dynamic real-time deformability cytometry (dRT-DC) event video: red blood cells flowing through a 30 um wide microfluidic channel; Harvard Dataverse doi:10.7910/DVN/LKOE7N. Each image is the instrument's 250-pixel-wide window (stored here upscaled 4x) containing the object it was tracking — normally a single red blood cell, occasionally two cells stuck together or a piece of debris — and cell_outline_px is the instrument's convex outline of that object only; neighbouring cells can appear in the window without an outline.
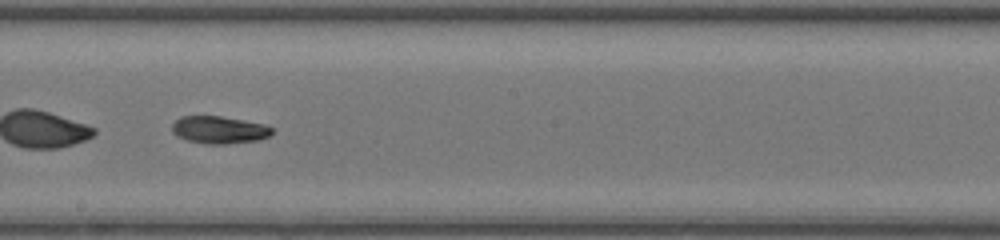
{"species": "common noctule bat (a hibernating species)", "species_latin": "Nyctalus noctula", "temperature_condition": "room temperature", "stored_images_in_passage": 47, "camera_frame_rate_fps": 3000, "um_per_image_px": 0.085, "animal": {"sex": "female", "body_mass_g": 20.0, "forearm_length_mm": 54.0}, "frame": {"image": 1, "passage_image": 31, "time_ms": 10.0, "image_size_px": [1000, 240], "cell_outline_px": [[272, 136], [260, 140], [224, 144], [204, 144], [188, 140], [176, 136], [172, 132], [172, 124], [180, 116], [220, 116], [244, 120], [264, 124], [272, 128]], "centroid_in_image_um": [18.64, 11.04], "position_along_channel_um": 229.6, "area_um2": 16.13}}
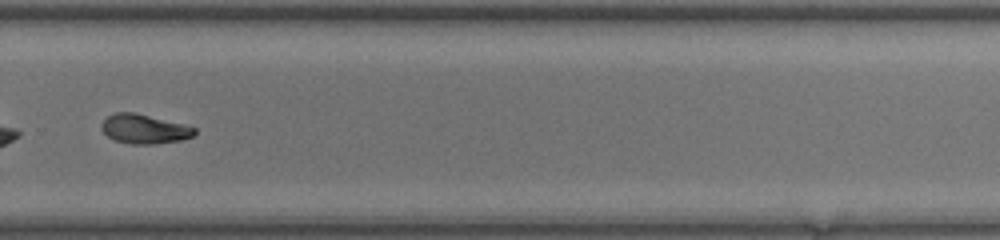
{"frame": {"image": 2, "passage_image": 37, "time_ms": 12.0, "image_size_px": [1000, 240], "cell_outline_px": [[196, 132], [192, 136], [180, 140], [156, 144], [132, 144], [116, 140], [108, 136], [100, 128], [100, 124], [108, 116], [116, 112], [136, 112], [184, 124], [196, 128]], "centroid_in_image_um": [12.26, 10.95], "position_along_channel_um": 317.5, "area_um2": 15.9}, "authors_computed_cell_mechanics": {"area_um2": 17.1088, "velocity_mm_per_s": 4.4157, "shape_relaxation_time_tau1_ms": 4.6438, "shape_relaxation_time_tau2_ms": 9.7099, "deformation_change_tau1": 0.172, "deformation_change_tau2": 0.1636}}